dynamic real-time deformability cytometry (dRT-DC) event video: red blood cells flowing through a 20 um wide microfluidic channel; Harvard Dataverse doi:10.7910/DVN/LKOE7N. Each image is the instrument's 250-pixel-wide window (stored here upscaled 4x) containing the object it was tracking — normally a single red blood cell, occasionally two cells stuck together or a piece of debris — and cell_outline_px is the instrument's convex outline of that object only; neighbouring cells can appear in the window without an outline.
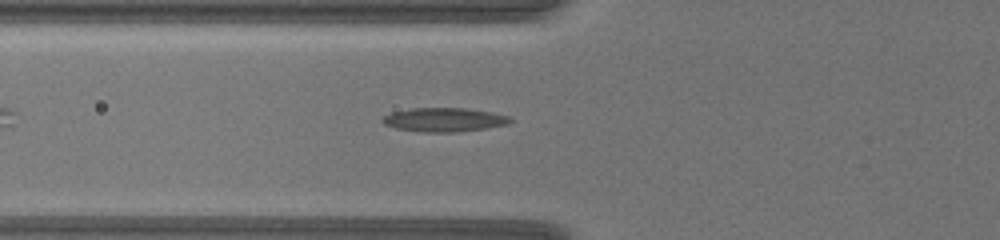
{"species": "common noctule bat (a hibernating species)", "species_latin": "Nyctalus noctula", "temperature_condition": "warm", "stored_images_in_passage": 33, "camera_frame_rate_fps": 3000, "um_per_image_px": 0.085, "animal": {"sex": "female", "body_mass_g": 19.5, "forearm_length_mm": 54.1}, "frame": {"image": 1, "passage_image": 9, "time_ms": 2.667, "image_size_px": [1000, 240], "cell_outline_px": [[512, 120], [508, 124], [488, 128], [456, 132], [424, 132], [396, 128], [384, 124], [380, 120], [384, 116], [392, 112], [412, 108], [464, 108], [492, 112], [508, 116]], "centroid_in_image_um": [37.75, 10.18], "position_along_channel_um": 88.1, "area_um2": 17.74}}
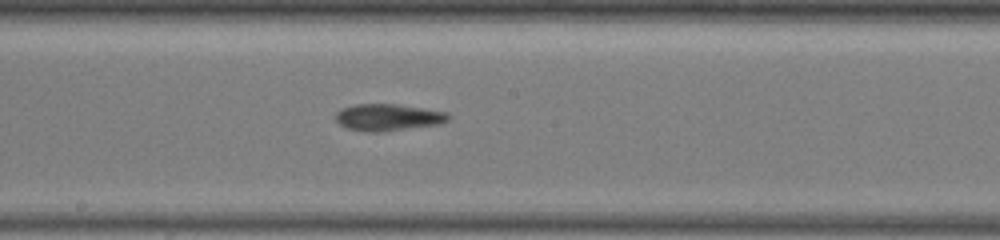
{"frame": {"image": 2, "passage_image": 21, "time_ms": 6.667, "image_size_px": [1000, 240], "cell_outline_px": [[452, 116], [448, 120], [436, 124], [384, 132], [368, 132], [348, 128], [340, 124], [336, 120], [336, 112], [344, 108], [356, 104], [396, 104], [444, 112]], "centroid_in_image_um": [32.96, 9.98], "position_along_channel_um": 215.2, "area_um2": 17.28}}
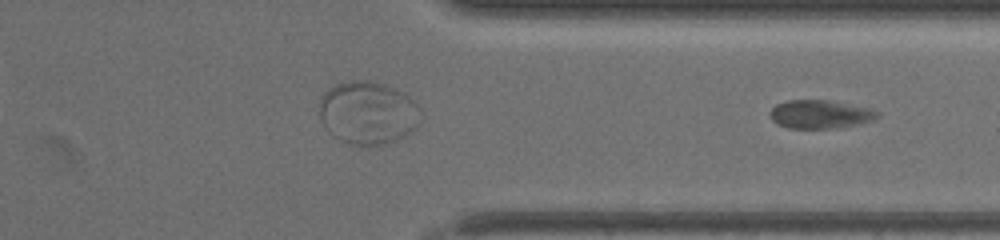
{"frame": {"image": 3, "passage_image": 33, "time_ms": 10.667, "image_size_px": [1000, 240], "cell_outline_px": [[880, 116], [872, 120], [860, 124], [836, 128], [788, 128], [776, 124], [772, 120], [772, 108], [776, 104], [788, 100], [828, 100], [872, 108], [880, 112]], "centroid_in_image_um": [69.76, 9.71], "position_along_channel_um": 341.6, "area_um2": 17.86}}